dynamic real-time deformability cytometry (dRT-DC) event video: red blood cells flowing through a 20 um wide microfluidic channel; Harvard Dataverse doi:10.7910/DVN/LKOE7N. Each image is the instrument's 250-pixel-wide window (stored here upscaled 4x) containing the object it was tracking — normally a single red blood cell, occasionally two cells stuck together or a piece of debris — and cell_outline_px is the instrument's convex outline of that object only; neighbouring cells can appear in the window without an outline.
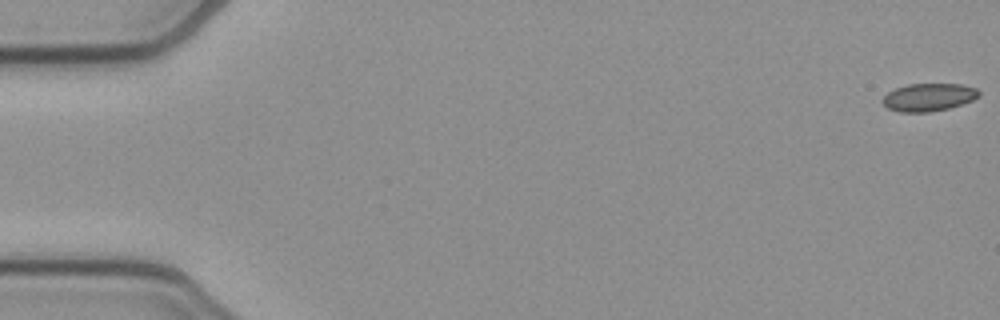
{"species": "common noctule bat (a hibernating species)", "species_latin": "Nyctalus noctula", "temperature_condition": "cold", "stored_images_in_passage": 53, "camera_frame_rate_fps": 3000, "um_per_image_px": 0.085, "animal": {"sex": "female", "body_mass_g": 21.9}, "frame": {"image": 1, "passage_image": 1, "time_ms": 0.0, "image_size_px": [1000, 320], "cell_outline_px": [[980, 96], [972, 100], [948, 108], [928, 112], [900, 112], [888, 108], [880, 100], [888, 92], [896, 88], [908, 84], [960, 84], [976, 88], [980, 92]], "centroid_in_image_um": [78.92, 8.26], "position_along_channel_um": 6.1, "area_um2": 15.49}}
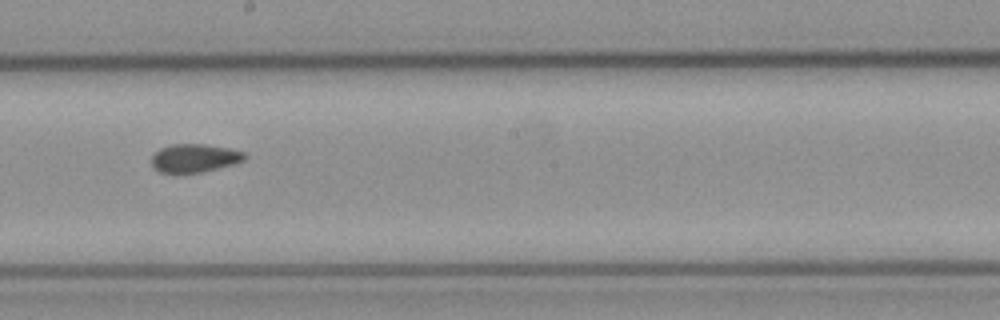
{"frame": {"image": 2, "passage_image": 30, "time_ms": 9.667, "image_size_px": [1000, 320], "cell_outline_px": [[248, 156], [244, 160], [236, 164], [204, 172], [160, 172], [152, 168], [152, 156], [160, 148], [172, 144], [204, 144], [228, 148], [244, 152]], "centroid_in_image_um": [16.56, 13.44], "position_along_channel_um": 231.6, "area_um2": 15.43}}
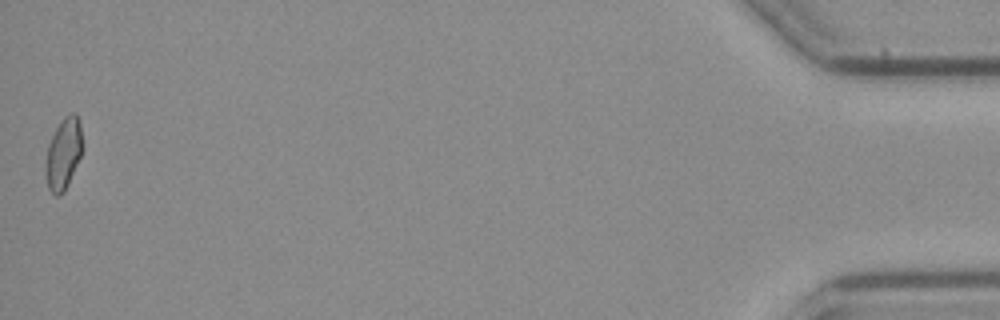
{"frame": {"image": 3, "passage_image": 53, "time_ms": 17.333, "image_size_px": [1000, 320], "cell_outline_px": [[80, 156], [68, 184], [64, 192], [60, 196], [56, 196], [48, 188], [44, 172], [44, 168], [48, 144], [56, 128], [64, 116], [72, 112], [76, 112], [80, 120]], "centroid_in_image_um": [5.35, 13.08], "position_along_channel_um": 429.9, "area_um2": 15.14}, "authors_computed_cell_mechanics": {"area_um2": 15.7794, "velocity_mm_per_s": 3.9065, "shape_relaxation_time_tau1_ms": null, "shape_relaxation_time_tau2_ms": 2.8745, "deformation_change_tau1": null, "deformation_change_tau2": 0.077}}